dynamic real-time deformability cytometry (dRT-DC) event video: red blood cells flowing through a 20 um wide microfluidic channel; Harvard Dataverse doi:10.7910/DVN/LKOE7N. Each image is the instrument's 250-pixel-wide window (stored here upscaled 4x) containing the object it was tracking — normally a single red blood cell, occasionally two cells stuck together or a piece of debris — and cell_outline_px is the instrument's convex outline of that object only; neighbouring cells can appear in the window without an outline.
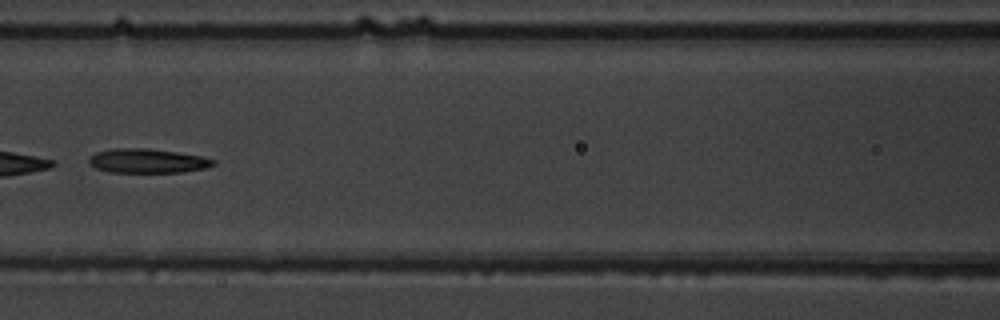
{"species": "common noctule bat (a hibernating species)", "species_latin": "Nyctalus noctula", "temperature_condition": "warm", "stored_images_in_passage": 50, "segment_of_instrument_passage": [2, 2], "camera_frame_rate_fps": 3000, "um_per_image_px": 0.085, "animal": {"sex": "male", "body_mass_g": 19.5, "forearm_length_mm": 54.6}, "frame": {"image": 1, "passage_image": 23, "time_ms": 7.333, "image_size_px": [1000, 320], "cell_outline_px": [[216, 164], [208, 168], [184, 172], [108, 172], [96, 168], [88, 164], [88, 160], [96, 152], [112, 148], [144, 148], [176, 152], [200, 156], [216, 160]], "centroid_in_image_um": [12.54, 13.68], "position_along_channel_um": 154.1, "area_um2": 17.63}}
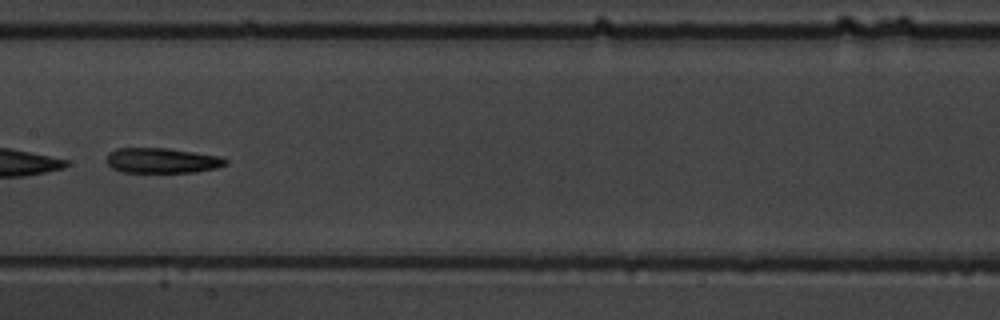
{"frame": {"image": 2, "passage_image": 26, "time_ms": 8.333, "image_size_px": [1000, 320], "cell_outline_px": [[228, 164], [216, 168], [196, 172], [124, 172], [112, 168], [104, 160], [108, 152], [116, 148], [168, 148], [220, 156], [228, 160]], "centroid_in_image_um": [13.75, 13.64], "position_along_channel_um": 193.6, "area_um2": 17.63}}
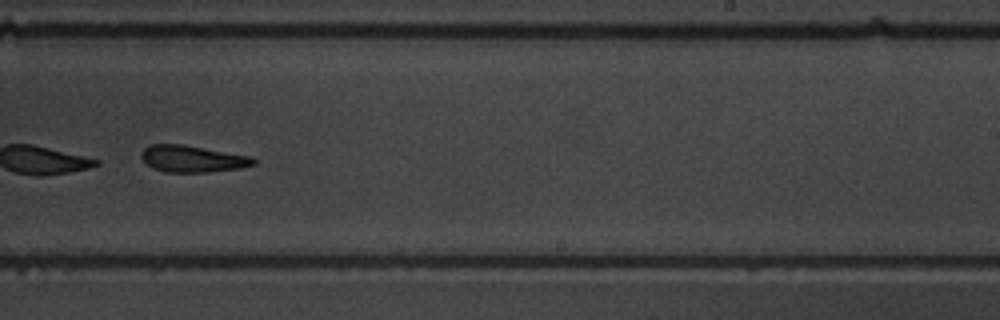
{"frame": {"image": 3, "passage_image": 32, "time_ms": 10.333, "image_size_px": [1000, 320], "cell_outline_px": [[256, 164], [240, 168], [204, 172], [164, 172], [152, 168], [140, 156], [144, 148], [148, 144], [180, 144], [252, 156], [256, 160]], "centroid_in_image_um": [16.35, 13.5], "position_along_channel_um": 272.6, "area_um2": 17.4}}